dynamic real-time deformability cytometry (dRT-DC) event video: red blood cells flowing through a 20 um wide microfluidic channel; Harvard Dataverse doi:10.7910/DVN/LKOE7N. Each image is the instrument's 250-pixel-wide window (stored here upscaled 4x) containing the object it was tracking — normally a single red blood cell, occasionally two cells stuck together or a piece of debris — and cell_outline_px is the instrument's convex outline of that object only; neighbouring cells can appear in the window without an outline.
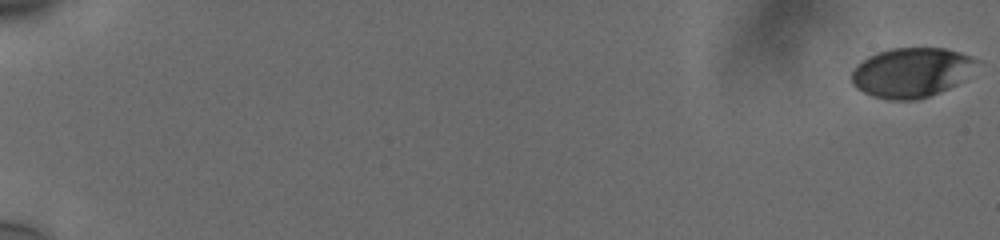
{"species": "human", "species_latin": "Homo sapiens", "temperature_condition": "cold", "stored_images_in_passage": 58, "camera_frame_rate_fps": 3000, "um_per_image_px": 0.085, "donor": {"sex": "male"}, "frame": {"image": 1, "passage_image": 1, "time_ms": 0.0, "image_size_px": [1000, 240], "cell_outline_px": [[980, 60], [956, 84], [940, 92], [916, 100], [888, 100], [864, 92], [856, 88], [852, 84], [852, 72], [868, 56], [876, 52], [892, 48], [944, 48], [960, 52]], "centroid_in_image_um": [77.45, 6.15], "position_along_channel_um": 7.6, "area_um2": 35.66}}
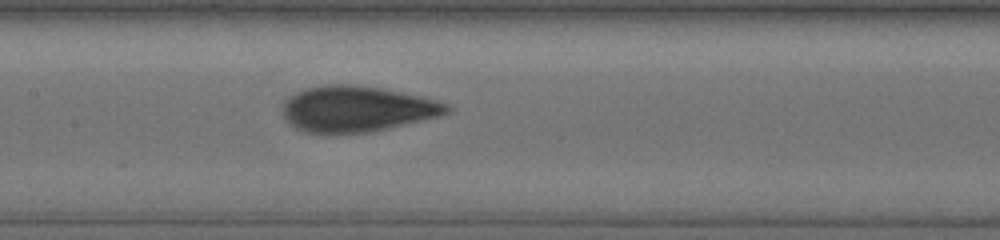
{"frame": {"image": 2, "passage_image": 32, "time_ms": 10.333, "image_size_px": [1000, 240], "cell_outline_px": [[452, 108], [448, 112], [436, 116], [420, 120], [368, 132], [304, 132], [296, 128], [284, 116], [284, 100], [296, 92], [308, 88], [324, 84], [352, 84], [380, 88], [420, 96], [436, 100], [448, 104]], "centroid_in_image_um": [30.32, 9.23], "position_along_channel_um": 177.1, "area_um2": 42.89}}
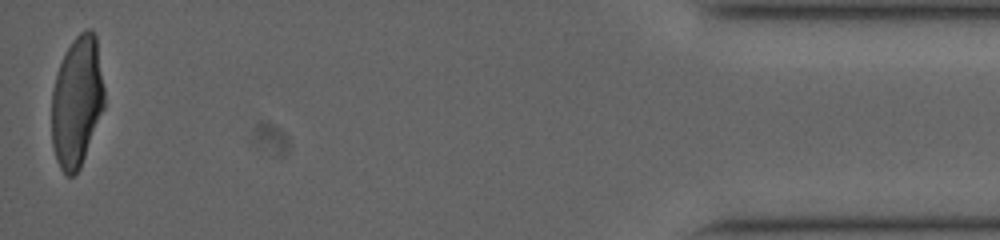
{"frame": {"image": 3, "passage_image": 58, "time_ms": 19.0, "image_size_px": [1000, 240], "cell_outline_px": [[104, 108], [80, 168], [72, 176], [68, 176], [60, 168], [56, 160], [52, 144], [52, 92], [56, 76], [60, 64], [72, 40], [80, 32], [88, 28], [92, 28], [96, 36], [104, 88]], "centroid_in_image_um": [6.54, 8.64], "position_along_channel_um": 428.7, "area_um2": 39.94}, "authors_computed_cell_mechanics": {"area_um2": 41.1536, "velocity_mm_per_s": 3.7721, "shape_relaxation_time_tau1_ms": 4.3526, "shape_relaxation_time_tau2_ms": 0.7931, "deformation_change_tau1": 0.1676, "deformation_change_tau2": 0.0577}}